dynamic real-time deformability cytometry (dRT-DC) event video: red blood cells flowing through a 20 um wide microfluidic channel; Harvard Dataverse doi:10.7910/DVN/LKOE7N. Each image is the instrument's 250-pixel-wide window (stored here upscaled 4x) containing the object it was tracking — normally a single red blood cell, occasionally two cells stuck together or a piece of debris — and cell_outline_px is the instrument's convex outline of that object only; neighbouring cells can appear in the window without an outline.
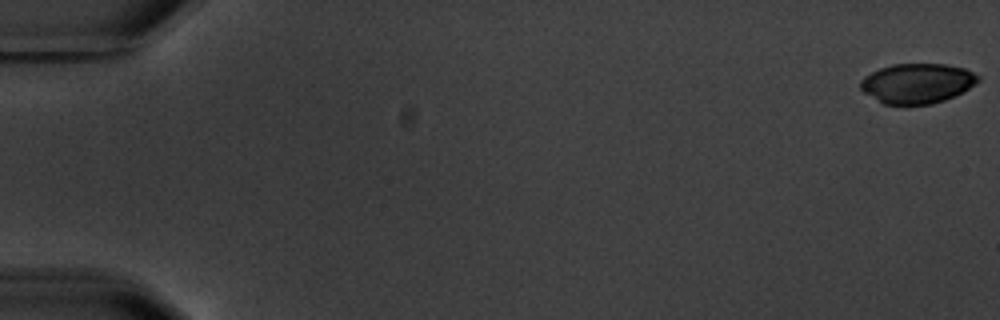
{"species": "common noctule bat (a hibernating species)", "species_latin": "Nyctalus noctula", "temperature_condition": "warm", "stored_images_in_passage": 6, "segment_of_instrument_passage": [1, 2], "camera_frame_rate_fps": 3000, "um_per_image_px": 0.085, "animal": {"sex": "male", "body_mass_g": 20.1, "forearm_length_mm": 53.5}, "frame": {"image": 1, "passage_image": 1, "time_ms": 0.0, "image_size_px": [1000, 320], "cell_outline_px": [[980, 80], [968, 88], [944, 100], [932, 104], [884, 104], [864, 92], [860, 88], [860, 80], [864, 76], [880, 68], [892, 64], [944, 64], [964, 68], [980, 76]], "centroid_in_image_um": [77.94, 7.07], "position_along_channel_um": 7.1, "area_um2": 27.05}}
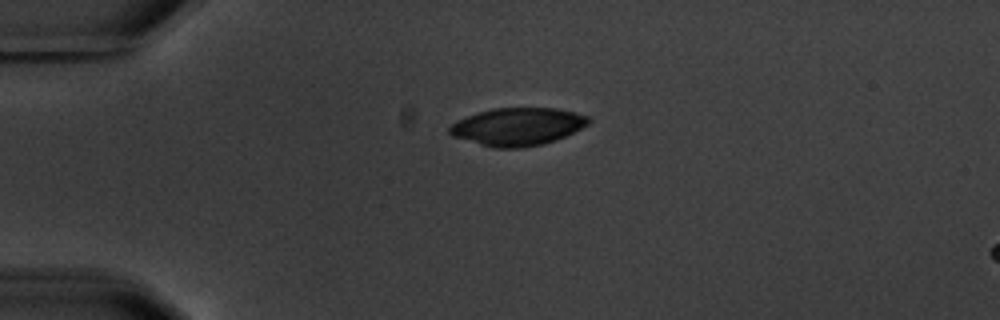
{"frame": {"image": 2, "passage_image": 4, "time_ms": 4.667, "image_size_px": [1000, 320], "cell_outline_px": [[592, 120], [588, 124], [556, 140], [544, 144], [520, 148], [492, 148], [452, 136], [448, 132], [448, 128], [456, 120], [492, 108], [556, 108], [576, 112], [588, 116]], "centroid_in_image_um": [43.99, 10.77], "position_along_channel_um": 41.0, "area_um2": 30.58}}